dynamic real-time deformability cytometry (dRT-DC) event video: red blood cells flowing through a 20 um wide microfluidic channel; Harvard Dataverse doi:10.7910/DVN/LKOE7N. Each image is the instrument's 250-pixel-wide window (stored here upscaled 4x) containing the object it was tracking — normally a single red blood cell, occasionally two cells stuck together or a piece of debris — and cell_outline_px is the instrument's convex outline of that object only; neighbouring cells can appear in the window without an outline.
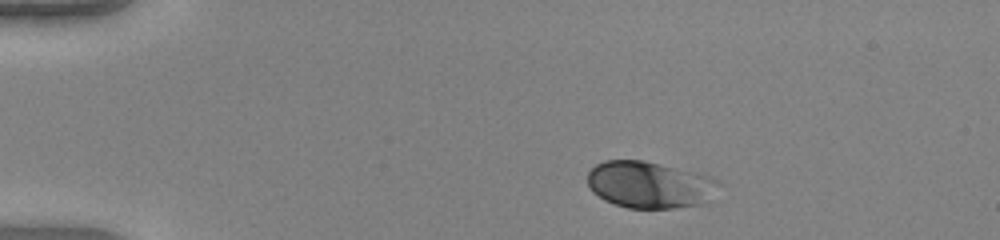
{"species": "human", "species_latin": "Homo sapiens", "temperature_condition": "warm", "stored_images_in_passage": 42, "camera_frame_rate_fps": 3000, "um_per_image_px": 0.085, "donor": {"sex": "female"}, "frame": {"image": 1, "passage_image": 1, "time_ms": 0.0, "image_size_px": [1000, 240], "cell_outline_px": [[720, 184], [704, 204], [672, 208], [628, 208], [604, 200], [592, 192], [588, 184], [588, 172], [596, 164], [604, 160], [644, 160], [708, 176]], "centroid_in_image_um": [55.16, 15.71], "position_along_channel_um": 29.8, "area_um2": 35.37}}
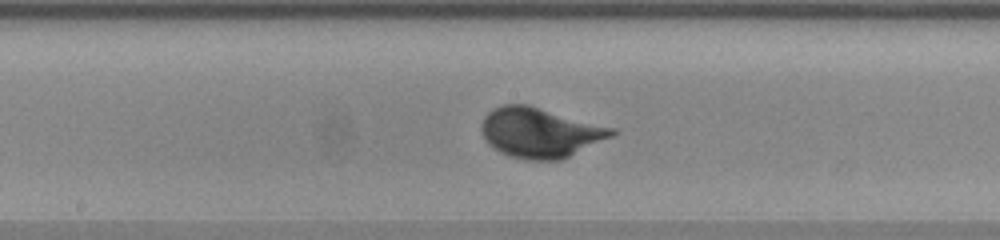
{"frame": {"image": 2, "passage_image": 19, "time_ms": 6.0, "image_size_px": [1000, 240], "cell_outline_px": [[616, 132], [612, 136], [560, 160], [524, 160], [508, 156], [500, 152], [488, 144], [484, 140], [480, 128], [480, 124], [484, 116], [492, 108], [504, 104], [528, 104], [616, 128]], "centroid_in_image_um": [45.86, 11.26], "position_along_channel_um": 202.3, "area_um2": 38.15}}
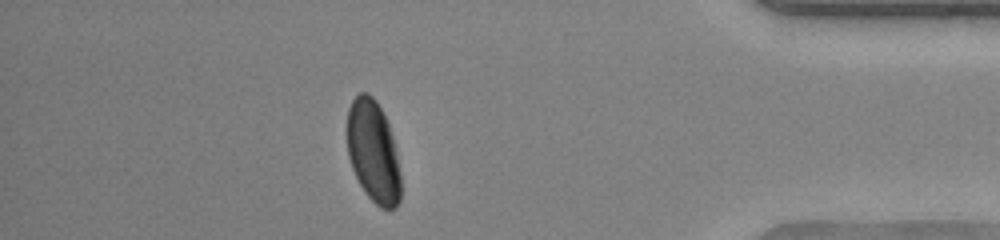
{"frame": {"image": 3, "passage_image": 36, "time_ms": 11.667, "image_size_px": [1000, 240], "cell_outline_px": [[400, 200], [396, 208], [380, 208], [364, 192], [352, 168], [348, 156], [348, 108], [352, 100], [360, 92], [368, 92], [376, 100], [388, 124], [392, 136], [396, 152], [400, 172]], "centroid_in_image_um": [31.72, 12.9], "position_along_channel_um": 403.5, "area_um2": 31.62}, "authors_computed_cell_mechanics": {"area_um2": 35.0268, "velocity_mm_per_s": 4.1398, "shape_relaxation_time_tau1_ms": 2.0668, "shape_relaxation_time_tau2_ms": null, "deformation_change_tau1": 0.1463, "deformation_change_tau2": null}}